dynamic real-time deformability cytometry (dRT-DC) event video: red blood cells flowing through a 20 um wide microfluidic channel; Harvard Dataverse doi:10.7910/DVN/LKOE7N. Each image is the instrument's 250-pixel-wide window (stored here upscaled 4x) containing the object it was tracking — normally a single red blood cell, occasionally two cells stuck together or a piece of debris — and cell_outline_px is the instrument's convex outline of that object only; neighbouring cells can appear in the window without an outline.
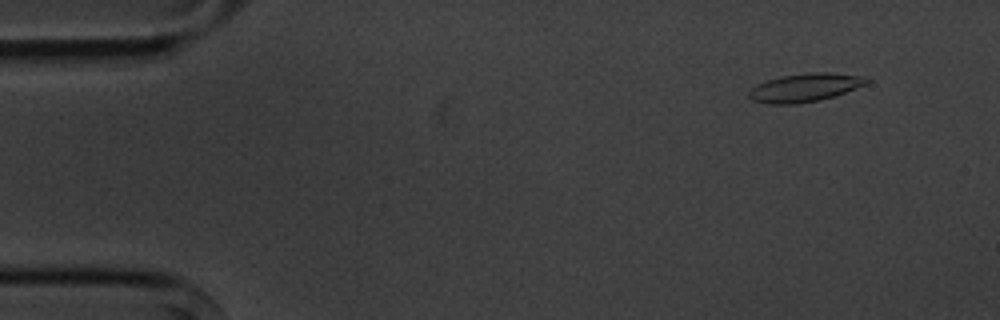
{"species": "common noctule bat (a hibernating species)", "species_latin": "Nyctalus noctula", "temperature_condition": "cold", "stored_images_in_passage": 4, "camera_frame_rate_fps": 3000, "um_per_image_px": 0.085, "animal": {"sex": "male", "body_mass_g": 20.1, "forearm_length_mm": 53.5}, "frame": {"image": 1, "passage_image": 1, "time_ms": 0.0, "image_size_px": [1000, 320], "cell_outline_px": [[872, 80], [856, 88], [820, 100], [796, 104], [768, 104], [752, 100], [748, 96], [748, 92], [756, 84], [780, 76], [808, 72], [828, 72], [860, 76]], "centroid_in_image_um": [68.36, 7.44], "position_along_channel_um": 16.6, "area_um2": 19.31}}